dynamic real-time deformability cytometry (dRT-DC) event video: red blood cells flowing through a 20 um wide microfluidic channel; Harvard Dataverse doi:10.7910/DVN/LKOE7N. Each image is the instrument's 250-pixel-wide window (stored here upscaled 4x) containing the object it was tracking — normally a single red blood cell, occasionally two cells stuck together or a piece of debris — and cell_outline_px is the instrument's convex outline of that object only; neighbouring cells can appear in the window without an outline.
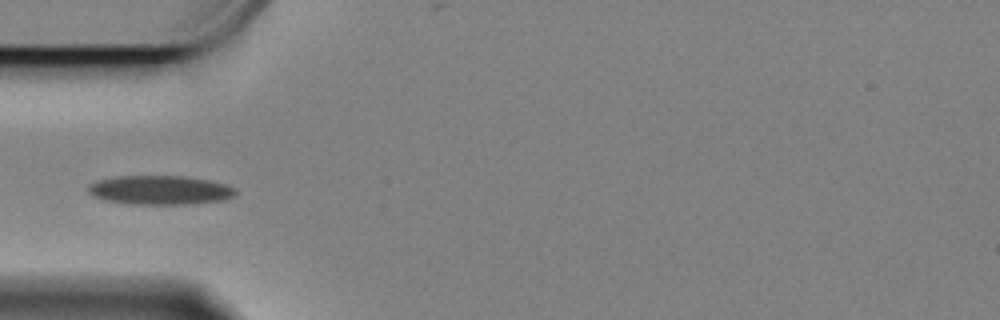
{"species": "Egyptian fruit bat (a non-hibernating species)", "species_latin": "Rousettus aegyptiacus", "temperature_condition": "cold", "stored_images_in_passage": 7, "camera_frame_rate_fps": 3000, "um_per_image_px": 0.085, "animal": {"sex": "female"}, "frame": {"image": 1, "passage_image": 1, "time_ms": 0.0, "image_size_px": [1000, 320], "cell_outline_px": [[236, 196], [224, 200], [188, 204], [128, 204], [104, 200], [92, 196], [88, 192], [88, 184], [96, 180], [116, 176], [184, 176], [208, 180], [224, 184], [232, 188], [236, 192]], "centroid_in_image_um": [13.54, 16.16], "position_along_channel_um": 71.5, "area_um2": 25.09}}
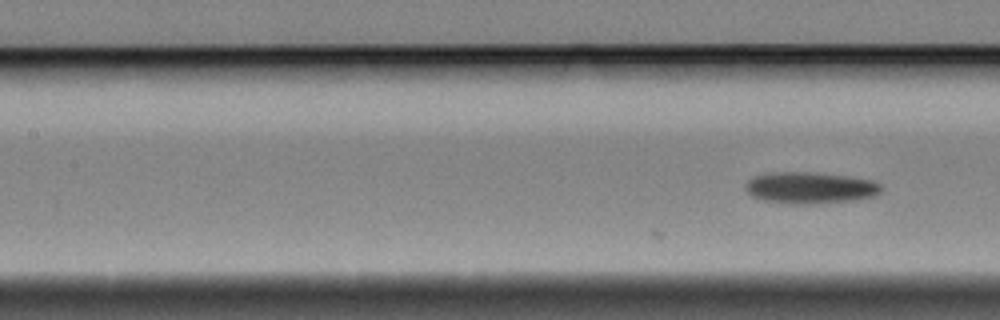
{"frame": {"image": 2, "passage_image": 7, "time_ms": 2.0, "image_size_px": [1000, 320], "cell_outline_px": [[884, 188], [876, 196], [852, 200], [816, 204], [788, 204], [764, 200], [752, 196], [744, 188], [744, 184], [752, 176], [776, 172], [804, 172], [844, 176], [872, 180], [880, 184]], "centroid_in_image_um": [68.84, 15.97], "position_along_channel_um": 138.6, "area_um2": 24.97}}